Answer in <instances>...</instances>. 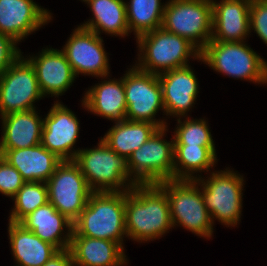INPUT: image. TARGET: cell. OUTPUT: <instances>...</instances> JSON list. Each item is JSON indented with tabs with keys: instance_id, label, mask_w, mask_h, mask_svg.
I'll list each match as a JSON object with an SVG mask.
<instances>
[{
	"instance_id": "obj_1",
	"label": "cell",
	"mask_w": 267,
	"mask_h": 266,
	"mask_svg": "<svg viewBox=\"0 0 267 266\" xmlns=\"http://www.w3.org/2000/svg\"><path fill=\"white\" fill-rule=\"evenodd\" d=\"M125 228L127 238L140 243L160 239L173 228L168 197L157 184L125 191Z\"/></svg>"
},
{
	"instance_id": "obj_2",
	"label": "cell",
	"mask_w": 267,
	"mask_h": 266,
	"mask_svg": "<svg viewBox=\"0 0 267 266\" xmlns=\"http://www.w3.org/2000/svg\"><path fill=\"white\" fill-rule=\"evenodd\" d=\"M72 236L115 241L124 248L125 192H92L73 223Z\"/></svg>"
},
{
	"instance_id": "obj_3",
	"label": "cell",
	"mask_w": 267,
	"mask_h": 266,
	"mask_svg": "<svg viewBox=\"0 0 267 266\" xmlns=\"http://www.w3.org/2000/svg\"><path fill=\"white\" fill-rule=\"evenodd\" d=\"M136 43L139 53L134 65L155 75L188 66L191 58L199 60L201 54L187 39L162 27L140 35Z\"/></svg>"
},
{
	"instance_id": "obj_4",
	"label": "cell",
	"mask_w": 267,
	"mask_h": 266,
	"mask_svg": "<svg viewBox=\"0 0 267 266\" xmlns=\"http://www.w3.org/2000/svg\"><path fill=\"white\" fill-rule=\"evenodd\" d=\"M73 161L92 192H125L136 185L130 178L128 160L102 139L96 147L80 149Z\"/></svg>"
},
{
	"instance_id": "obj_5",
	"label": "cell",
	"mask_w": 267,
	"mask_h": 266,
	"mask_svg": "<svg viewBox=\"0 0 267 266\" xmlns=\"http://www.w3.org/2000/svg\"><path fill=\"white\" fill-rule=\"evenodd\" d=\"M198 61L234 79L267 84V61L243 42L210 41Z\"/></svg>"
},
{
	"instance_id": "obj_6",
	"label": "cell",
	"mask_w": 267,
	"mask_h": 266,
	"mask_svg": "<svg viewBox=\"0 0 267 266\" xmlns=\"http://www.w3.org/2000/svg\"><path fill=\"white\" fill-rule=\"evenodd\" d=\"M157 185L168 197L173 228L181 225L199 237L210 239L213 236L214 224L197 179L167 180Z\"/></svg>"
},
{
	"instance_id": "obj_7",
	"label": "cell",
	"mask_w": 267,
	"mask_h": 266,
	"mask_svg": "<svg viewBox=\"0 0 267 266\" xmlns=\"http://www.w3.org/2000/svg\"><path fill=\"white\" fill-rule=\"evenodd\" d=\"M237 172V173H236ZM205 179L198 174L204 203L213 224L218 220L226 227H236L241 221L244 176L229 167L212 171Z\"/></svg>"
},
{
	"instance_id": "obj_8",
	"label": "cell",
	"mask_w": 267,
	"mask_h": 266,
	"mask_svg": "<svg viewBox=\"0 0 267 266\" xmlns=\"http://www.w3.org/2000/svg\"><path fill=\"white\" fill-rule=\"evenodd\" d=\"M168 126L158 128L128 158L130 178L136 185L159 184L173 180L174 137L164 139Z\"/></svg>"
},
{
	"instance_id": "obj_9",
	"label": "cell",
	"mask_w": 267,
	"mask_h": 266,
	"mask_svg": "<svg viewBox=\"0 0 267 266\" xmlns=\"http://www.w3.org/2000/svg\"><path fill=\"white\" fill-rule=\"evenodd\" d=\"M162 28L187 39L201 52L212 37L211 0H168Z\"/></svg>"
},
{
	"instance_id": "obj_10",
	"label": "cell",
	"mask_w": 267,
	"mask_h": 266,
	"mask_svg": "<svg viewBox=\"0 0 267 266\" xmlns=\"http://www.w3.org/2000/svg\"><path fill=\"white\" fill-rule=\"evenodd\" d=\"M123 86L127 104L126 119L150 122L158 128L166 127L167 119L155 118L158 111L165 115L162 88L158 75L139 70L135 65L126 70Z\"/></svg>"
},
{
	"instance_id": "obj_11",
	"label": "cell",
	"mask_w": 267,
	"mask_h": 266,
	"mask_svg": "<svg viewBox=\"0 0 267 266\" xmlns=\"http://www.w3.org/2000/svg\"><path fill=\"white\" fill-rule=\"evenodd\" d=\"M42 98L35 69L21 54L0 76V117L37 109Z\"/></svg>"
},
{
	"instance_id": "obj_12",
	"label": "cell",
	"mask_w": 267,
	"mask_h": 266,
	"mask_svg": "<svg viewBox=\"0 0 267 266\" xmlns=\"http://www.w3.org/2000/svg\"><path fill=\"white\" fill-rule=\"evenodd\" d=\"M46 184L48 202L74 223L92 193L79 166L73 160L62 161Z\"/></svg>"
},
{
	"instance_id": "obj_13",
	"label": "cell",
	"mask_w": 267,
	"mask_h": 266,
	"mask_svg": "<svg viewBox=\"0 0 267 266\" xmlns=\"http://www.w3.org/2000/svg\"><path fill=\"white\" fill-rule=\"evenodd\" d=\"M62 51L76 77L79 74L103 78L110 76L109 57L103 39L93 31L75 27Z\"/></svg>"
},
{
	"instance_id": "obj_14",
	"label": "cell",
	"mask_w": 267,
	"mask_h": 266,
	"mask_svg": "<svg viewBox=\"0 0 267 266\" xmlns=\"http://www.w3.org/2000/svg\"><path fill=\"white\" fill-rule=\"evenodd\" d=\"M79 122L72 110L57 100L43 118L41 144L62 161L74 160L80 150L74 149L80 133Z\"/></svg>"
},
{
	"instance_id": "obj_15",
	"label": "cell",
	"mask_w": 267,
	"mask_h": 266,
	"mask_svg": "<svg viewBox=\"0 0 267 266\" xmlns=\"http://www.w3.org/2000/svg\"><path fill=\"white\" fill-rule=\"evenodd\" d=\"M52 13L34 0H0V33L22 42L52 20Z\"/></svg>"
},
{
	"instance_id": "obj_16",
	"label": "cell",
	"mask_w": 267,
	"mask_h": 266,
	"mask_svg": "<svg viewBox=\"0 0 267 266\" xmlns=\"http://www.w3.org/2000/svg\"><path fill=\"white\" fill-rule=\"evenodd\" d=\"M165 115L185 118L198 97L199 82L191 66L175 68L158 75Z\"/></svg>"
},
{
	"instance_id": "obj_17",
	"label": "cell",
	"mask_w": 267,
	"mask_h": 266,
	"mask_svg": "<svg viewBox=\"0 0 267 266\" xmlns=\"http://www.w3.org/2000/svg\"><path fill=\"white\" fill-rule=\"evenodd\" d=\"M39 53L26 57L35 69L41 94L44 98L62 96L76 79L70 63L60 49L47 47Z\"/></svg>"
},
{
	"instance_id": "obj_18",
	"label": "cell",
	"mask_w": 267,
	"mask_h": 266,
	"mask_svg": "<svg viewBox=\"0 0 267 266\" xmlns=\"http://www.w3.org/2000/svg\"><path fill=\"white\" fill-rule=\"evenodd\" d=\"M211 41L243 42L250 34L251 0H211Z\"/></svg>"
},
{
	"instance_id": "obj_19",
	"label": "cell",
	"mask_w": 267,
	"mask_h": 266,
	"mask_svg": "<svg viewBox=\"0 0 267 266\" xmlns=\"http://www.w3.org/2000/svg\"><path fill=\"white\" fill-rule=\"evenodd\" d=\"M108 77L110 76L103 77L104 81L85 91L81 101L82 107L88 112L112 122L125 120L127 104L123 77L120 79Z\"/></svg>"
},
{
	"instance_id": "obj_20",
	"label": "cell",
	"mask_w": 267,
	"mask_h": 266,
	"mask_svg": "<svg viewBox=\"0 0 267 266\" xmlns=\"http://www.w3.org/2000/svg\"><path fill=\"white\" fill-rule=\"evenodd\" d=\"M19 224L59 250L69 249L73 223L57 211L50 202L29 213Z\"/></svg>"
},
{
	"instance_id": "obj_21",
	"label": "cell",
	"mask_w": 267,
	"mask_h": 266,
	"mask_svg": "<svg viewBox=\"0 0 267 266\" xmlns=\"http://www.w3.org/2000/svg\"><path fill=\"white\" fill-rule=\"evenodd\" d=\"M2 156L15 167L25 182H45L62 162L42 144L22 149H0Z\"/></svg>"
},
{
	"instance_id": "obj_22",
	"label": "cell",
	"mask_w": 267,
	"mask_h": 266,
	"mask_svg": "<svg viewBox=\"0 0 267 266\" xmlns=\"http://www.w3.org/2000/svg\"><path fill=\"white\" fill-rule=\"evenodd\" d=\"M69 250L74 266H124L129 263L124 248L115 241L71 236Z\"/></svg>"
},
{
	"instance_id": "obj_23",
	"label": "cell",
	"mask_w": 267,
	"mask_h": 266,
	"mask_svg": "<svg viewBox=\"0 0 267 266\" xmlns=\"http://www.w3.org/2000/svg\"><path fill=\"white\" fill-rule=\"evenodd\" d=\"M36 109L0 117V149H22L41 144L43 119Z\"/></svg>"
},
{
	"instance_id": "obj_24",
	"label": "cell",
	"mask_w": 267,
	"mask_h": 266,
	"mask_svg": "<svg viewBox=\"0 0 267 266\" xmlns=\"http://www.w3.org/2000/svg\"><path fill=\"white\" fill-rule=\"evenodd\" d=\"M8 239L16 266H42L60 250L19 223H8Z\"/></svg>"
},
{
	"instance_id": "obj_25",
	"label": "cell",
	"mask_w": 267,
	"mask_h": 266,
	"mask_svg": "<svg viewBox=\"0 0 267 266\" xmlns=\"http://www.w3.org/2000/svg\"><path fill=\"white\" fill-rule=\"evenodd\" d=\"M125 0H86L93 18L84 21L79 26L95 32L110 36L125 37L130 34L127 22Z\"/></svg>"
},
{
	"instance_id": "obj_26",
	"label": "cell",
	"mask_w": 267,
	"mask_h": 266,
	"mask_svg": "<svg viewBox=\"0 0 267 266\" xmlns=\"http://www.w3.org/2000/svg\"><path fill=\"white\" fill-rule=\"evenodd\" d=\"M101 139L118 155L127 160L158 129L150 122L116 121Z\"/></svg>"
},
{
	"instance_id": "obj_27",
	"label": "cell",
	"mask_w": 267,
	"mask_h": 266,
	"mask_svg": "<svg viewBox=\"0 0 267 266\" xmlns=\"http://www.w3.org/2000/svg\"><path fill=\"white\" fill-rule=\"evenodd\" d=\"M216 154L215 146L174 145L173 180H196L198 172H212Z\"/></svg>"
},
{
	"instance_id": "obj_28",
	"label": "cell",
	"mask_w": 267,
	"mask_h": 266,
	"mask_svg": "<svg viewBox=\"0 0 267 266\" xmlns=\"http://www.w3.org/2000/svg\"><path fill=\"white\" fill-rule=\"evenodd\" d=\"M126 4L127 22L134 38L162 27L166 2L161 0H129Z\"/></svg>"
},
{
	"instance_id": "obj_29",
	"label": "cell",
	"mask_w": 267,
	"mask_h": 266,
	"mask_svg": "<svg viewBox=\"0 0 267 266\" xmlns=\"http://www.w3.org/2000/svg\"><path fill=\"white\" fill-rule=\"evenodd\" d=\"M9 221L19 223L25 216L48 202V188L45 182H25L12 198Z\"/></svg>"
},
{
	"instance_id": "obj_30",
	"label": "cell",
	"mask_w": 267,
	"mask_h": 266,
	"mask_svg": "<svg viewBox=\"0 0 267 266\" xmlns=\"http://www.w3.org/2000/svg\"><path fill=\"white\" fill-rule=\"evenodd\" d=\"M176 119L177 125L174 134V145H189V146H215L213 136L209 129L208 122L205 118L190 119L185 117Z\"/></svg>"
},
{
	"instance_id": "obj_31",
	"label": "cell",
	"mask_w": 267,
	"mask_h": 266,
	"mask_svg": "<svg viewBox=\"0 0 267 266\" xmlns=\"http://www.w3.org/2000/svg\"><path fill=\"white\" fill-rule=\"evenodd\" d=\"M24 183L20 172L0 156V193L12 199Z\"/></svg>"
},
{
	"instance_id": "obj_32",
	"label": "cell",
	"mask_w": 267,
	"mask_h": 266,
	"mask_svg": "<svg viewBox=\"0 0 267 266\" xmlns=\"http://www.w3.org/2000/svg\"><path fill=\"white\" fill-rule=\"evenodd\" d=\"M249 25L267 46V0H251Z\"/></svg>"
},
{
	"instance_id": "obj_33",
	"label": "cell",
	"mask_w": 267,
	"mask_h": 266,
	"mask_svg": "<svg viewBox=\"0 0 267 266\" xmlns=\"http://www.w3.org/2000/svg\"><path fill=\"white\" fill-rule=\"evenodd\" d=\"M18 43L11 37L0 33V76L21 55Z\"/></svg>"
},
{
	"instance_id": "obj_34",
	"label": "cell",
	"mask_w": 267,
	"mask_h": 266,
	"mask_svg": "<svg viewBox=\"0 0 267 266\" xmlns=\"http://www.w3.org/2000/svg\"><path fill=\"white\" fill-rule=\"evenodd\" d=\"M42 266H74L70 250H60Z\"/></svg>"
}]
</instances>
